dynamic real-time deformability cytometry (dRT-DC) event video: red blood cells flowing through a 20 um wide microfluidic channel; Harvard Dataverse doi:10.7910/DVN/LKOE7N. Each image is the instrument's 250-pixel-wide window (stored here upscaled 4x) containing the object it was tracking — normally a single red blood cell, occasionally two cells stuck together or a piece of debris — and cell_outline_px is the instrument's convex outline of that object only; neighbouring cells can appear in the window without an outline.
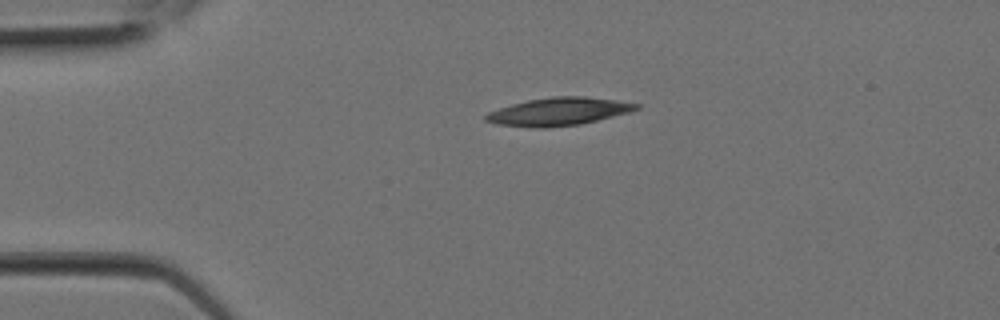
{"species": "Egyptian fruit bat (a non-hibernating species)", "species_latin": "Rousettus aegyptiacus", "temperature_condition": "room temperature", "stored_images_in_passage": 4, "camera_frame_rate_fps": 3000, "um_per_image_px": 0.085, "animal": {"sex": "female"}, "frame": {"image": 1, "passage_image": 1, "time_ms": 0.0, "image_size_px": [1000, 320], "cell_outline_px": [[640, 108], [628, 112], [580, 124], [548, 128], [536, 128], [496, 124], [484, 120], [484, 116], [488, 112], [512, 104], [528, 100], [552, 96], [584, 96], [616, 100], [640, 104]], "centroid_in_image_um": [47.46, 9.48], "position_along_channel_um": 37.5, "area_um2": 24.33}}
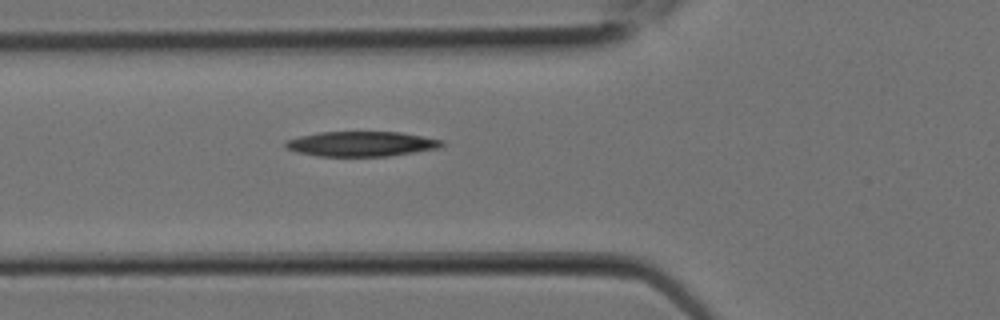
{"frame": {"image": 2, "passage_image": 4, "time_ms": 1.0, "image_size_px": [1000, 320], "cell_outline_px": [[444, 144], [440, 148], [388, 156], [320, 156], [296, 152], [284, 148], [284, 140], [300, 136], [320, 132], [400, 132], [444, 140]], "centroid_in_image_um": [30.69, 12.23], "position_along_channel_um": 95.1, "area_um2": 22.83}}